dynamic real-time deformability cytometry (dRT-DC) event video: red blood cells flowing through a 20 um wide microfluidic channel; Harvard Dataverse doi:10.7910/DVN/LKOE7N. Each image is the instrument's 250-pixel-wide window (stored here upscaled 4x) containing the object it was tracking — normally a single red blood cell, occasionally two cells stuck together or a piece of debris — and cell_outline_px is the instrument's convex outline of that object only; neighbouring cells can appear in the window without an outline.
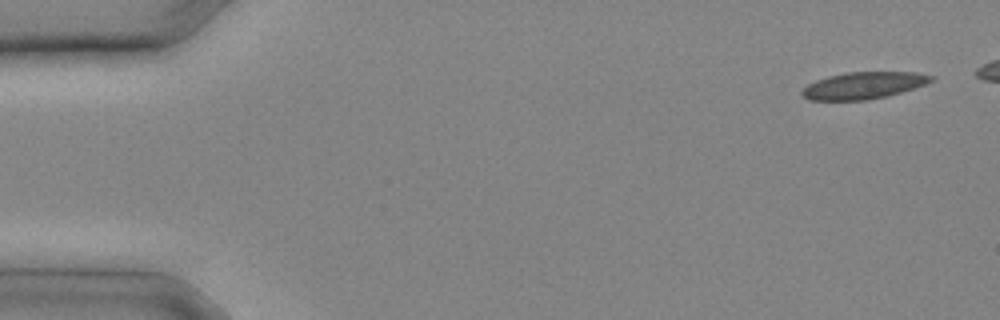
{"species": "common noctule bat (a hibernating species)", "species_latin": "Nyctalus noctula", "temperature_condition": "cold", "stored_images_in_passage": 10, "camera_frame_rate_fps": 3000, "um_per_image_px": 0.085, "animal": {"sex": "male", "body_mass_g": 20.4}, "frame": {"image": 1, "passage_image": 1, "time_ms": 0.0, "image_size_px": [1000, 320], "cell_outline_px": [[936, 76], [932, 80], [924, 84], [888, 96], [868, 100], [808, 100], [800, 92], [808, 84], [816, 80], [828, 76], [844, 72], [916, 72]], "centroid_in_image_um": [73.38, 7.26], "position_along_channel_um": 11.6, "area_um2": 20.17}}